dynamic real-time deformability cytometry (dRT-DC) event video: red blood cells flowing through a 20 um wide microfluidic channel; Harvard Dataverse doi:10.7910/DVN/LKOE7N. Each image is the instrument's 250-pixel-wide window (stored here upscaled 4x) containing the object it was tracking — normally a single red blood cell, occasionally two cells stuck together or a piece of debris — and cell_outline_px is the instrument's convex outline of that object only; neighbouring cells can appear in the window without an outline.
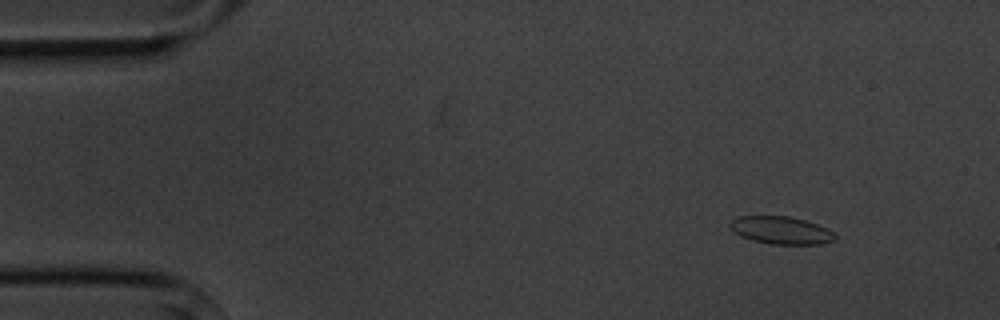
{"species": "common noctule bat (a hibernating species)", "species_latin": "Nyctalus noctula", "temperature_condition": "cold", "stored_images_in_passage": 4, "camera_frame_rate_fps": 3000, "um_per_image_px": 0.085, "animal": {"sex": "male", "body_mass_g": 20.1, "forearm_length_mm": 53.5}, "frame": {"image": 1, "passage_image": 1, "time_ms": 0.0, "image_size_px": [1000, 320], "cell_outline_px": [[836, 240], [820, 244], [772, 244], [752, 240], [740, 236], [728, 224], [732, 220], [740, 216], [788, 216], [804, 220], [828, 228], [836, 232]], "centroid_in_image_um": [66.44, 19.58], "position_along_channel_um": 18.6, "area_um2": 16.88}}